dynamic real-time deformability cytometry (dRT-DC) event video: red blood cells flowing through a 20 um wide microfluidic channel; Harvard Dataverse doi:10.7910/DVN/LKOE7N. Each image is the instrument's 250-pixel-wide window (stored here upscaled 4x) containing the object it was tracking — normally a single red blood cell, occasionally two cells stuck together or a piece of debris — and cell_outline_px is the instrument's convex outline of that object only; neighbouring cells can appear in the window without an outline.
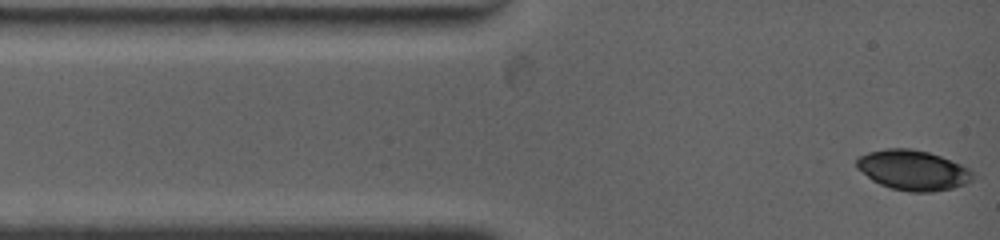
{"species": "common noctule bat (a hibernating species)", "species_latin": "Nyctalus noctula", "temperature_condition": "warm", "stored_images_in_passage": 6, "camera_frame_rate_fps": 4500, "um_per_image_px": 0.085, "animal": {"sex": "female", "body_mass_g": 19.0, "forearm_length_mm": 53.3}, "frame": {"image": 1, "passage_image": 1, "time_ms": 0.0, "image_size_px": [1000, 240], "cell_outline_px": [[980, 176], [964, 184], [952, 188], [932, 192], [908, 192], [892, 188], [880, 184], [872, 180], [856, 168], [856, 160], [860, 156], [868, 152], [888, 148], [912, 148], [928, 152], [940, 156], [960, 164], [968, 168]], "centroid_in_image_um": [77.63, 14.47], "position_along_channel_um": 7.4, "area_um2": 27.28}}
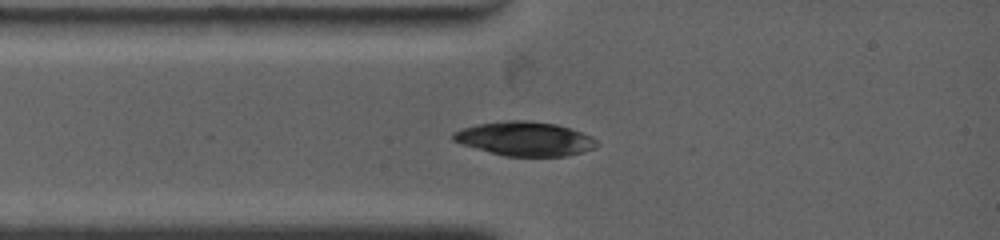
{"frame": {"image": 2, "passage_image": 4, "time_ms": 2.0, "image_size_px": [1000, 240], "cell_outline_px": [[600, 144], [596, 148], [564, 156], [508, 156], [460, 144], [452, 140], [452, 132], [476, 124], [508, 120], [528, 120], [556, 124], [592, 136]], "centroid_in_image_um": [44.62, 11.79], "position_along_channel_um": 40.4, "area_um2": 28.38}}
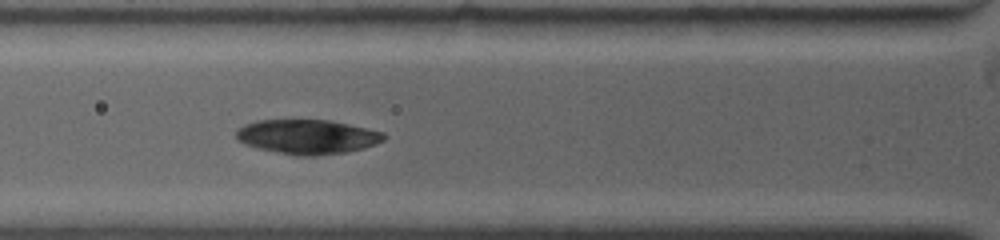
{"frame": {"image": 3, "passage_image": 6, "time_ms": 3.556, "image_size_px": [1000, 240], "cell_outline_px": [[388, 136], [384, 140], [376, 144], [364, 148], [344, 152], [316, 156], [296, 156], [256, 148], [244, 144], [236, 140], [236, 132], [244, 124], [256, 120], [328, 120], [348, 124], [384, 132]], "centroid_in_image_um": [26.12, 11.63], "position_along_channel_um": 99.7, "area_um2": 29.82}}